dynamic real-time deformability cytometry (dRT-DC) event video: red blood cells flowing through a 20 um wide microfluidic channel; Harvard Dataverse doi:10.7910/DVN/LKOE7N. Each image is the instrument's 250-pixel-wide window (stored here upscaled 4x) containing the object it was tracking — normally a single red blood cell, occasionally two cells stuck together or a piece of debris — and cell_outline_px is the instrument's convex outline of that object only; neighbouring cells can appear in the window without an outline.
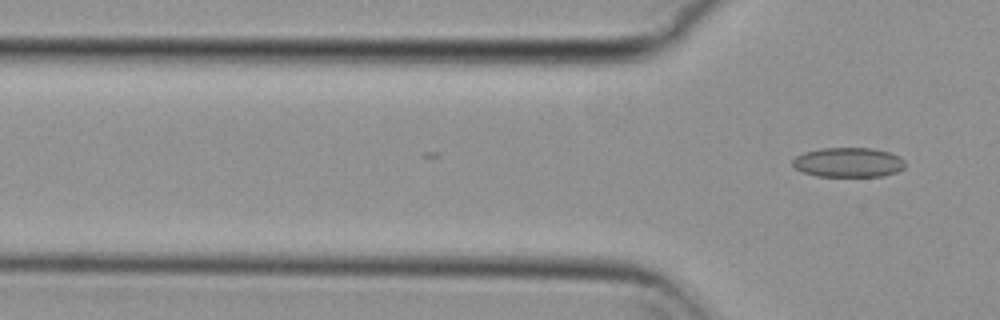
{"species": "common noctule bat (a hibernating species)", "species_latin": "Nyctalus noctula", "temperature_condition": "cold", "stored_images_in_passage": 4, "camera_frame_rate_fps": 3000, "um_per_image_px": 0.085, "animal": {"sex": "female", "body_mass_g": 29.2, "forearm_length_mm": 56.3}, "frame": {"image": 1, "passage_image": 4, "time_ms": 1.0, "image_size_px": [1000, 320], "cell_outline_px": [[904, 168], [896, 172], [884, 176], [816, 176], [804, 172], [796, 168], [792, 164], [792, 160], [796, 156], [804, 152], [820, 148], [872, 148], [888, 152], [900, 156], [904, 160]], "centroid_in_image_um": [72.11, 13.8], "position_along_channel_um": 53.7, "area_um2": 19.42}}